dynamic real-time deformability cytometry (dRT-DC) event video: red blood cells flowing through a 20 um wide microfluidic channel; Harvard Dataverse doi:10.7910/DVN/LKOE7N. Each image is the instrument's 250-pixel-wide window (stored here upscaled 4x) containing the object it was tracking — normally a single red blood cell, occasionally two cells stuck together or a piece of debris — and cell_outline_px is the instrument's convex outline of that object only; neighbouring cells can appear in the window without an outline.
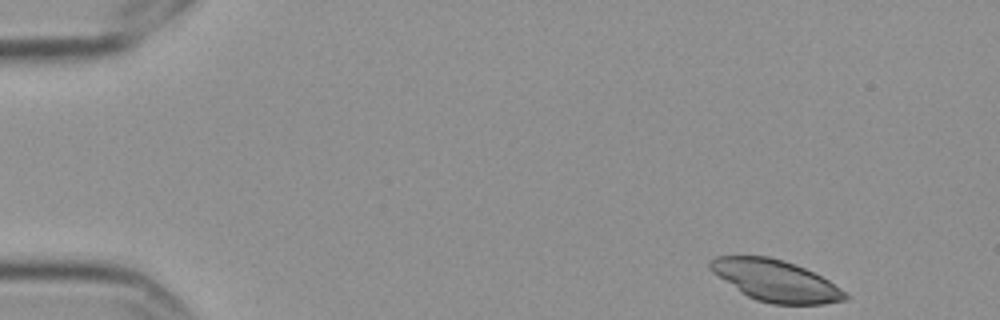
{"species": "Egyptian fruit bat (a non-hibernating species)", "species_latin": "Rousettus aegyptiacus", "temperature_condition": "cold", "stored_images_in_passage": 5, "segment_of_instrument_passage": [2, 2], "camera_frame_rate_fps": 3000, "um_per_image_px": 0.085, "frame": {"image": 1, "passage_image": 5, "time_ms": 1.333, "image_size_px": [1000, 320], "cell_outline_px": [[848, 296], [844, 300], [824, 304], [772, 304], [756, 300], [740, 292], [712, 272], [708, 268], [708, 260], [716, 256], [768, 256], [784, 260], [804, 268], [828, 280], [840, 288]], "centroid_in_image_um": [65.87, 23.85], "position_along_channel_um": 19.1, "area_um2": 32.37}}